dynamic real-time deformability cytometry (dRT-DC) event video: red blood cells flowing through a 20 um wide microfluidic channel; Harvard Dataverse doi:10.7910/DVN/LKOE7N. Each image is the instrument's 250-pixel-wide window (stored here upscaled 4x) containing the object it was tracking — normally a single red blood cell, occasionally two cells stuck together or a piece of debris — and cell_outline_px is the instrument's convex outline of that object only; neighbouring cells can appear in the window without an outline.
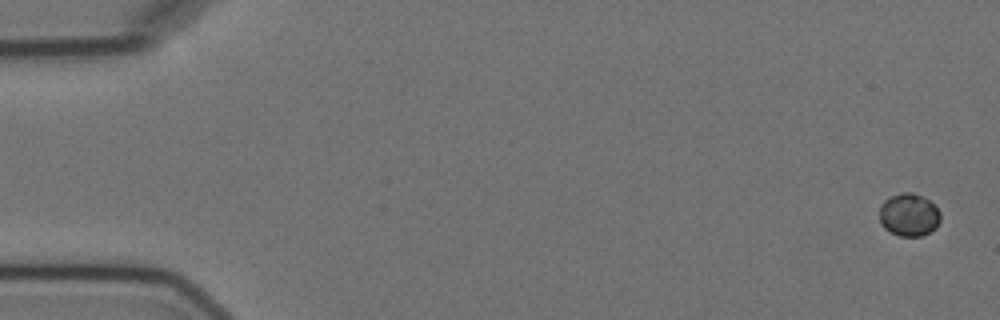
{"species": "Egyptian fruit bat (a non-hibernating species)", "species_latin": "Rousettus aegyptiacus", "temperature_condition": "cold", "stored_images_in_passage": 8, "camera_frame_rate_fps": 3000, "um_per_image_px": 0.085, "animal": {"sex": "female"}, "frame": {"image": 1, "passage_image": 1, "time_ms": 0.0, "image_size_px": [1000, 320], "cell_outline_px": [[940, 220], [936, 228], [920, 236], [900, 236], [884, 228], [880, 224], [880, 204], [888, 196], [900, 192], [912, 192], [928, 200], [940, 212]], "centroid_in_image_um": [77.23, 18.25], "position_along_channel_um": 7.8, "area_um2": 15.2}}
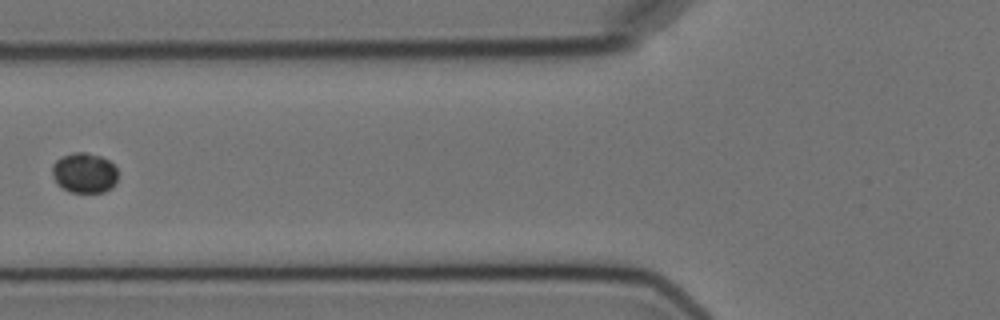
{"frame": {"image": 2, "passage_image": 7, "time_ms": 7.0, "image_size_px": [1000, 320], "cell_outline_px": [[116, 184], [112, 188], [104, 192], [72, 192], [56, 184], [52, 176], [52, 164], [56, 160], [72, 152], [84, 152], [100, 156], [108, 160], [116, 168]], "centroid_in_image_um": [7.15, 14.7], "position_along_channel_um": 118.6, "area_um2": 15.37}}
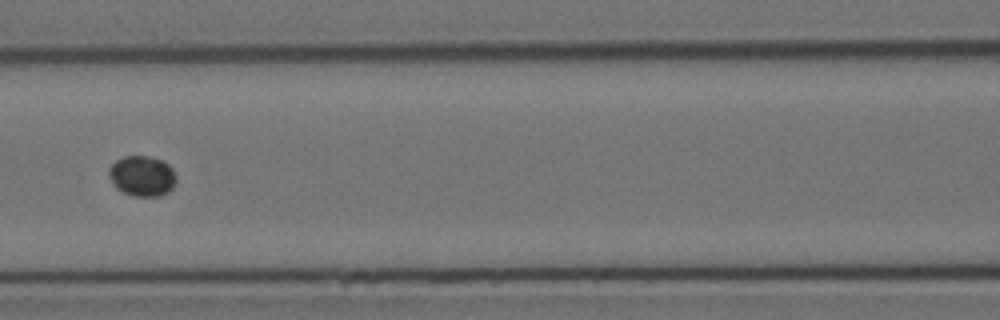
{"frame": {"image": 3, "passage_image": 8, "time_ms": 8.0, "image_size_px": [1000, 320], "cell_outline_px": [[176, 180], [172, 188], [168, 192], [160, 196], [132, 196], [116, 188], [108, 176], [108, 168], [116, 160], [124, 156], [148, 156], [160, 160], [168, 164], [172, 168], [176, 176]], "centroid_in_image_um": [12.07, 14.96], "position_along_channel_um": 154.5, "area_um2": 15.9}}